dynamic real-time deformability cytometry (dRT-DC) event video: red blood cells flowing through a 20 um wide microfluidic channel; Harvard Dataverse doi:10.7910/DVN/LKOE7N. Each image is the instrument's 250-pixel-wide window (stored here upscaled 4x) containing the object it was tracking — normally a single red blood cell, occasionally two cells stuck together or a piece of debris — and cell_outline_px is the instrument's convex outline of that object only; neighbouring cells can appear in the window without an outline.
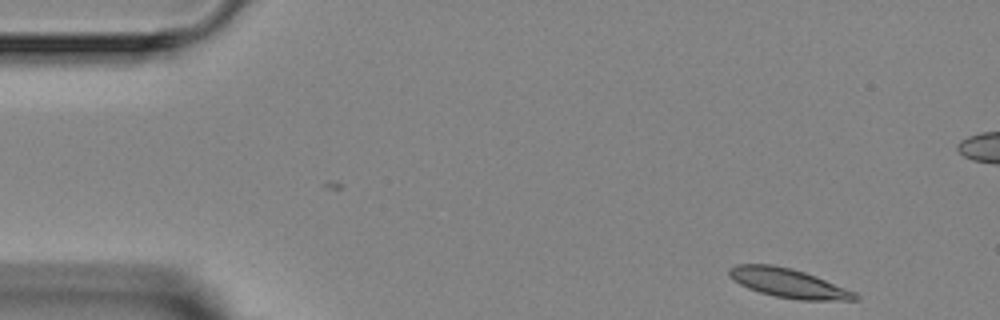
{"species": "Egyptian fruit bat (a non-hibernating species)", "species_latin": "Rousettus aegyptiacus", "temperature_condition": "room temperature", "stored_images_in_passage": 4, "camera_frame_rate_fps": 3000, "um_per_image_px": 0.085, "animal": {"sex": "female"}, "frame": {"image": 1, "passage_image": 1, "time_ms": 0.0, "image_size_px": [1000, 320], "cell_outline_px": [[860, 300], [800, 300], [776, 296], [760, 292], [748, 288], [740, 284], [728, 276], [728, 268], [736, 264], [772, 264], [792, 268], [816, 276], [856, 292], [860, 296]], "centroid_in_image_um": [67.02, 24.06], "position_along_channel_um": 18.0, "area_um2": 21.44}}